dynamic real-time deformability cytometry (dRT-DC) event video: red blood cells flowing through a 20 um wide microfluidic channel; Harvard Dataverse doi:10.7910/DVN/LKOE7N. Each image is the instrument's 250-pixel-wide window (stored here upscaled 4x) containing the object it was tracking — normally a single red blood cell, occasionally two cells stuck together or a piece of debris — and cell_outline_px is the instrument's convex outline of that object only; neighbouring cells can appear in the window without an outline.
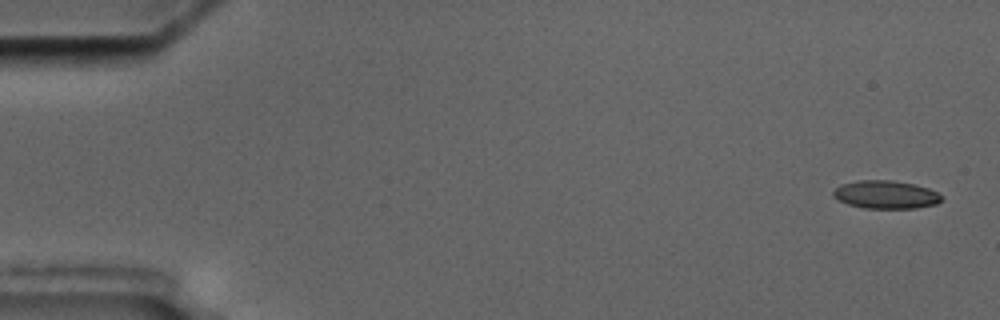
{"species": "common noctule bat (a hibernating species)", "species_latin": "Nyctalus noctula", "temperature_condition": "cold", "stored_images_in_passage": 4, "camera_frame_rate_fps": 3000, "um_per_image_px": 0.085, "animal": {"sex": "male", "body_mass_g": 17.5, "forearm_length_mm": 52.3}, "frame": {"image": 1, "passage_image": 1, "time_ms": 0.0, "image_size_px": [1000, 320], "cell_outline_px": [[944, 200], [936, 204], [916, 208], [864, 208], [848, 204], [832, 196], [832, 192], [840, 184], [856, 180], [892, 180], [912, 184], [928, 188], [944, 196]], "centroid_in_image_um": [75.3, 16.54], "position_along_channel_um": 9.7, "area_um2": 17.8}}
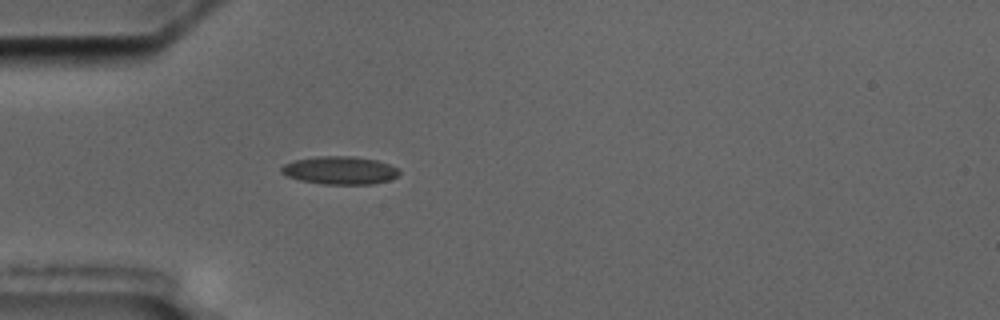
{"frame": {"image": 2, "passage_image": 4, "time_ms": 5.0, "image_size_px": [1000, 320], "cell_outline_px": [[400, 172], [396, 176], [388, 180], [372, 184], [324, 184], [300, 180], [288, 176], [280, 172], [280, 168], [284, 164], [296, 160], [316, 156], [352, 156], [376, 160], [400, 168]], "centroid_in_image_um": [28.89, 14.47], "position_along_channel_um": 56.1, "area_um2": 19.13}}